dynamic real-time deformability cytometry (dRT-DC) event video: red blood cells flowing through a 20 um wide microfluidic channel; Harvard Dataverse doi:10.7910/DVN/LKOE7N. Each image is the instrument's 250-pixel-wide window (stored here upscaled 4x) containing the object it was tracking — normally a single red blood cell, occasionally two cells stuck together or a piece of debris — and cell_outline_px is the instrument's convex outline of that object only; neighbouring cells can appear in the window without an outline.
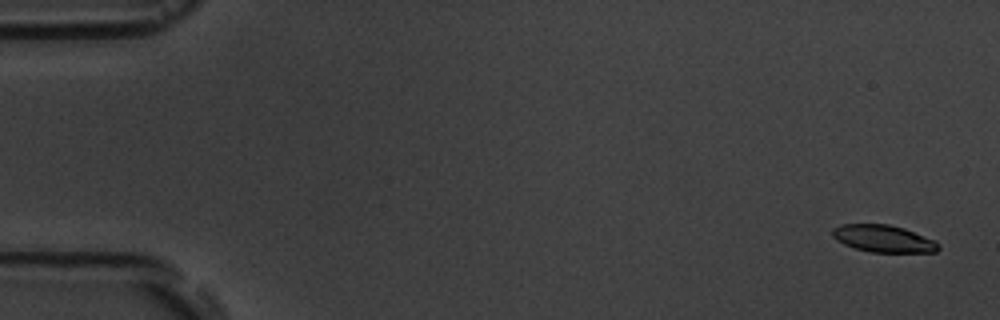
{"species": "common noctule bat (a hibernating species)", "species_latin": "Nyctalus noctula", "temperature_condition": "room temperature", "stored_images_in_passage": 6, "camera_frame_rate_fps": 3000, "um_per_image_px": 0.085, "animal": {"sex": "male", "body_mass_g": 19.5, "forearm_length_mm": 54.6}, "frame": {"image": 1, "passage_image": 1, "time_ms": 0.0, "image_size_px": [1000, 320], "cell_outline_px": [[940, 248], [936, 252], [868, 252], [844, 244], [836, 240], [832, 236], [832, 228], [840, 224], [888, 224], [904, 228], [936, 240], [940, 244]], "centroid_in_image_um": [75.1, 20.28], "position_along_channel_um": 9.9, "area_um2": 16.94}}